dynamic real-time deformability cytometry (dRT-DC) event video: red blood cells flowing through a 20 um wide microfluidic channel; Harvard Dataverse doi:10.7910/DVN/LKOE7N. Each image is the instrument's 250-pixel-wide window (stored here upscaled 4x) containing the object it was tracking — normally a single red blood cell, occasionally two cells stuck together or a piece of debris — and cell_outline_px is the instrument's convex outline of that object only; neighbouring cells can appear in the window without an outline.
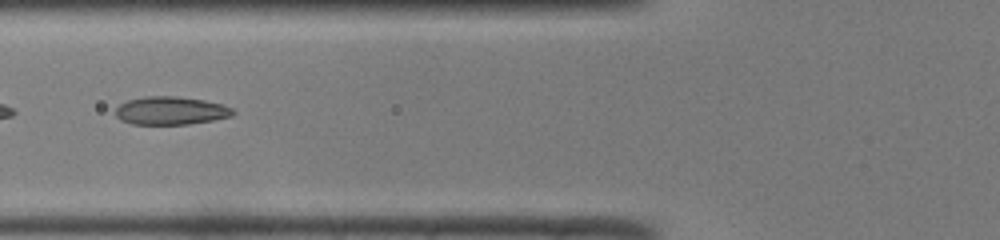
{"species": "common noctule bat (a hibernating species)", "species_latin": "Nyctalus noctula", "temperature_condition": "room temperature", "stored_images_in_passage": 21, "camera_frame_rate_fps": 3000, "um_per_image_px": 0.085, "animal": {"sex": "male", "body_mass_g": 19.0, "forearm_length_mm": 50.8}, "frame": {"image": 1, "passage_image": 10, "time_ms": 3.0, "image_size_px": [1000, 240], "cell_outline_px": [[236, 112], [232, 116], [212, 120], [188, 124], [132, 124], [120, 120], [116, 116], [116, 108], [120, 104], [128, 100], [144, 96], [176, 96], [204, 100], [224, 104], [232, 108]], "centroid_in_image_um": [14.53, 9.4], "position_along_channel_um": 111.3, "area_um2": 19.31}}